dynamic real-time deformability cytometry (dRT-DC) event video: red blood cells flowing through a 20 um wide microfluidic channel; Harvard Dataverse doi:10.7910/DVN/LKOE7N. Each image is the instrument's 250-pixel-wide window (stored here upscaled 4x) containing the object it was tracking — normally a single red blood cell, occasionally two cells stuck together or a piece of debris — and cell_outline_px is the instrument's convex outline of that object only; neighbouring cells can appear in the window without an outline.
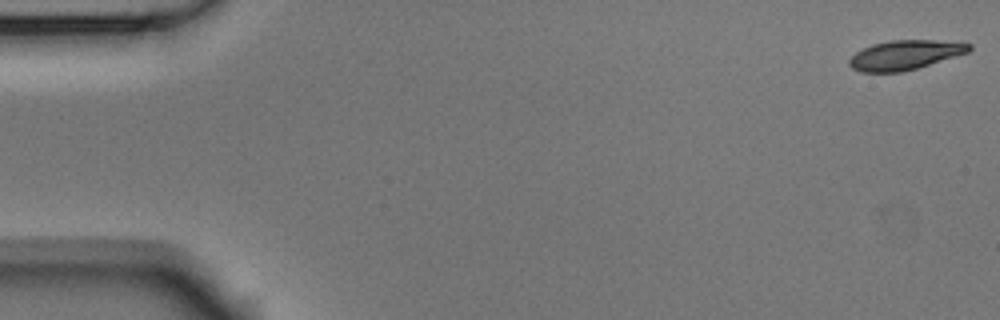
{"species": "Egyptian fruit bat (a non-hibernating species)", "species_latin": "Rousettus aegyptiacus", "temperature_condition": "room temperature", "stored_images_in_passage": 5, "camera_frame_rate_fps": 3000, "um_per_image_px": 0.085, "animal": {"sex": "male"}, "frame": {"image": 1, "passage_image": 1, "time_ms": 0.0, "image_size_px": [1000, 320], "cell_outline_px": [[972, 48], [968, 52], [916, 68], [900, 72], [860, 72], [852, 68], [848, 64], [848, 60], [856, 52], [872, 44], [892, 40], [960, 40], [972, 44]], "centroid_in_image_um": [76.96, 4.65], "position_along_channel_um": 8.0, "area_um2": 20.69}}
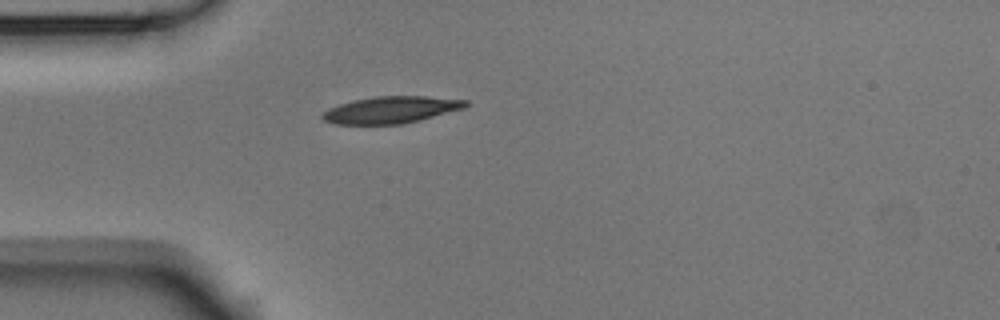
{"frame": {"image": 2, "passage_image": 5, "time_ms": 1.333, "image_size_px": [1000, 320], "cell_outline_px": [[468, 104], [464, 108], [420, 120], [400, 124], [332, 124], [324, 120], [320, 116], [328, 108], [340, 104], [356, 100], [376, 96], [424, 96], [468, 100]], "centroid_in_image_um": [33.23, 9.34], "position_along_channel_um": 51.8, "area_um2": 22.25}}